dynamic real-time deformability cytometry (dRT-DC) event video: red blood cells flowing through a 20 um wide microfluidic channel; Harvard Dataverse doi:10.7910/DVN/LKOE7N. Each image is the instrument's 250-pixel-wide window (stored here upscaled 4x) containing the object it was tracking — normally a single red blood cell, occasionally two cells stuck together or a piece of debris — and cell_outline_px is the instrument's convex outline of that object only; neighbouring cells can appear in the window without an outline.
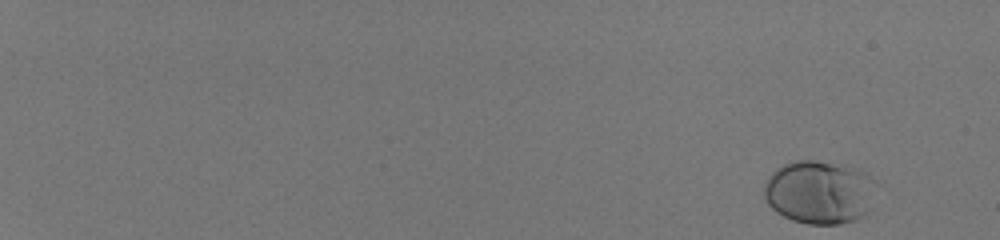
{"species": "human", "species_latin": "Homo sapiens", "temperature_condition": "room temperature", "stored_images_in_passage": 53, "camera_frame_rate_fps": 3000, "um_per_image_px": 0.085, "donor": {"sex": "male"}, "frame": {"image": 1, "passage_image": 2, "time_ms": 0.333, "image_size_px": [1000, 240], "cell_outline_px": [[880, 184], [868, 212], [864, 216], [856, 220], [840, 224], [808, 224], [792, 220], [776, 212], [764, 200], [764, 184], [772, 172], [776, 168], [784, 164], [796, 160], [812, 160], [848, 164], [864, 172]], "centroid_in_image_um": [69.7, 16.32], "position_along_channel_um": 15.3, "area_um2": 42.43}}
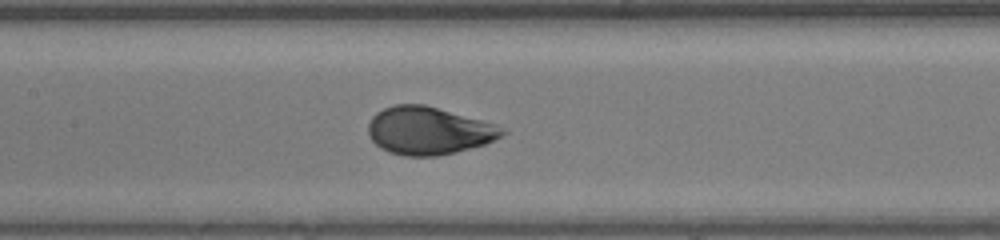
{"frame": {"image": 2, "passage_image": 31, "time_ms": 10.0, "image_size_px": [1000, 240], "cell_outline_px": [[508, 132], [504, 136], [496, 140], [484, 144], [456, 152], [436, 156], [404, 156], [388, 152], [380, 148], [368, 136], [368, 124], [372, 116], [376, 112], [384, 108], [396, 104], [424, 104], [496, 124], [504, 128]], "centroid_in_image_um": [36.44, 11.11], "position_along_channel_um": 171.0, "area_um2": 37.51}}
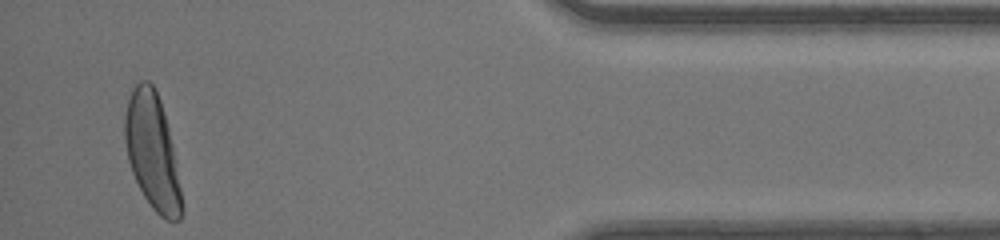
{"frame": {"image": 3, "passage_image": 52, "time_ms": 17.0, "image_size_px": [1000, 240], "cell_outline_px": [[184, 212], [180, 220], [164, 220], [152, 208], [144, 196], [132, 172], [128, 160], [124, 140], [124, 116], [128, 100], [132, 88], [140, 80], [148, 80], [156, 88], [164, 112], [172, 144], [176, 164]], "centroid_in_image_um": [12.94, 12.87], "position_along_channel_um": 422.3, "area_um2": 38.32}, "authors_computed_cell_mechanics": {"area_um2": 36.703, "velocity_mm_per_s": 4.1464, "shape_relaxation_time_tau1_ms": 2.4071, "shape_relaxation_time_tau2_ms": null, "deformation_change_tau1": 0.1412, "deformation_change_tau2": null}}